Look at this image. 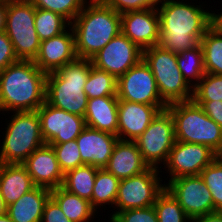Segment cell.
I'll return each instance as SVG.
<instances>
[{"label": "cell", "instance_id": "obj_11", "mask_svg": "<svg viewBox=\"0 0 222 222\" xmlns=\"http://www.w3.org/2000/svg\"><path fill=\"white\" fill-rule=\"evenodd\" d=\"M118 100L152 106H167L161 99L149 66L141 59L117 79Z\"/></svg>", "mask_w": 222, "mask_h": 222}, {"label": "cell", "instance_id": "obj_4", "mask_svg": "<svg viewBox=\"0 0 222 222\" xmlns=\"http://www.w3.org/2000/svg\"><path fill=\"white\" fill-rule=\"evenodd\" d=\"M90 71V59L76 58L46 76L45 101L55 108L84 117L88 97L84 87Z\"/></svg>", "mask_w": 222, "mask_h": 222}, {"label": "cell", "instance_id": "obj_26", "mask_svg": "<svg viewBox=\"0 0 222 222\" xmlns=\"http://www.w3.org/2000/svg\"><path fill=\"white\" fill-rule=\"evenodd\" d=\"M97 170L98 168L87 164L69 170L64 174L62 187L68 192L90 201Z\"/></svg>", "mask_w": 222, "mask_h": 222}, {"label": "cell", "instance_id": "obj_5", "mask_svg": "<svg viewBox=\"0 0 222 222\" xmlns=\"http://www.w3.org/2000/svg\"><path fill=\"white\" fill-rule=\"evenodd\" d=\"M177 141L202 144L222 155V128L193 100L167 105Z\"/></svg>", "mask_w": 222, "mask_h": 222}, {"label": "cell", "instance_id": "obj_2", "mask_svg": "<svg viewBox=\"0 0 222 222\" xmlns=\"http://www.w3.org/2000/svg\"><path fill=\"white\" fill-rule=\"evenodd\" d=\"M46 76L33 60H19L0 72V112L37 111L45 102Z\"/></svg>", "mask_w": 222, "mask_h": 222}, {"label": "cell", "instance_id": "obj_7", "mask_svg": "<svg viewBox=\"0 0 222 222\" xmlns=\"http://www.w3.org/2000/svg\"><path fill=\"white\" fill-rule=\"evenodd\" d=\"M142 59L152 71L161 99L166 105L192 100L193 87L182 76L177 54L156 45L144 49Z\"/></svg>", "mask_w": 222, "mask_h": 222}, {"label": "cell", "instance_id": "obj_34", "mask_svg": "<svg viewBox=\"0 0 222 222\" xmlns=\"http://www.w3.org/2000/svg\"><path fill=\"white\" fill-rule=\"evenodd\" d=\"M193 101H222V75L205 73L193 87Z\"/></svg>", "mask_w": 222, "mask_h": 222}, {"label": "cell", "instance_id": "obj_22", "mask_svg": "<svg viewBox=\"0 0 222 222\" xmlns=\"http://www.w3.org/2000/svg\"><path fill=\"white\" fill-rule=\"evenodd\" d=\"M118 97L88 99L84 115L86 126L117 136Z\"/></svg>", "mask_w": 222, "mask_h": 222}, {"label": "cell", "instance_id": "obj_12", "mask_svg": "<svg viewBox=\"0 0 222 222\" xmlns=\"http://www.w3.org/2000/svg\"><path fill=\"white\" fill-rule=\"evenodd\" d=\"M165 188L179 202L190 219L214 212L211 191L200 175L171 179Z\"/></svg>", "mask_w": 222, "mask_h": 222}, {"label": "cell", "instance_id": "obj_28", "mask_svg": "<svg viewBox=\"0 0 222 222\" xmlns=\"http://www.w3.org/2000/svg\"><path fill=\"white\" fill-rule=\"evenodd\" d=\"M120 180L105 168L98 169L93 187L91 206L97 211L96 206L103 204L115 205Z\"/></svg>", "mask_w": 222, "mask_h": 222}, {"label": "cell", "instance_id": "obj_3", "mask_svg": "<svg viewBox=\"0 0 222 222\" xmlns=\"http://www.w3.org/2000/svg\"><path fill=\"white\" fill-rule=\"evenodd\" d=\"M71 22L78 58L91 59L121 32V14L101 0H90Z\"/></svg>", "mask_w": 222, "mask_h": 222}, {"label": "cell", "instance_id": "obj_24", "mask_svg": "<svg viewBox=\"0 0 222 222\" xmlns=\"http://www.w3.org/2000/svg\"><path fill=\"white\" fill-rule=\"evenodd\" d=\"M50 196V189L36 186L7 206V214L14 222H41L44 205Z\"/></svg>", "mask_w": 222, "mask_h": 222}, {"label": "cell", "instance_id": "obj_15", "mask_svg": "<svg viewBox=\"0 0 222 222\" xmlns=\"http://www.w3.org/2000/svg\"><path fill=\"white\" fill-rule=\"evenodd\" d=\"M217 156L218 154L206 145L176 140L164 167L169 171V181L182 176L200 175Z\"/></svg>", "mask_w": 222, "mask_h": 222}, {"label": "cell", "instance_id": "obj_40", "mask_svg": "<svg viewBox=\"0 0 222 222\" xmlns=\"http://www.w3.org/2000/svg\"><path fill=\"white\" fill-rule=\"evenodd\" d=\"M41 222H72L62 212L58 203L50 196L43 209Z\"/></svg>", "mask_w": 222, "mask_h": 222}, {"label": "cell", "instance_id": "obj_30", "mask_svg": "<svg viewBox=\"0 0 222 222\" xmlns=\"http://www.w3.org/2000/svg\"><path fill=\"white\" fill-rule=\"evenodd\" d=\"M177 64L183 78L190 86L194 87L205 74L201 44L191 50H185L177 54ZM195 81L197 82L195 83ZM191 82L194 84H191Z\"/></svg>", "mask_w": 222, "mask_h": 222}, {"label": "cell", "instance_id": "obj_46", "mask_svg": "<svg viewBox=\"0 0 222 222\" xmlns=\"http://www.w3.org/2000/svg\"><path fill=\"white\" fill-rule=\"evenodd\" d=\"M0 222H14V221L6 213V214L0 216Z\"/></svg>", "mask_w": 222, "mask_h": 222}, {"label": "cell", "instance_id": "obj_17", "mask_svg": "<svg viewBox=\"0 0 222 222\" xmlns=\"http://www.w3.org/2000/svg\"><path fill=\"white\" fill-rule=\"evenodd\" d=\"M69 28L72 32L64 31L41 41L39 52L33 62L46 74L59 70L77 58L74 32L71 26Z\"/></svg>", "mask_w": 222, "mask_h": 222}, {"label": "cell", "instance_id": "obj_33", "mask_svg": "<svg viewBox=\"0 0 222 222\" xmlns=\"http://www.w3.org/2000/svg\"><path fill=\"white\" fill-rule=\"evenodd\" d=\"M204 183L211 191L214 212H222V155H218L200 173Z\"/></svg>", "mask_w": 222, "mask_h": 222}, {"label": "cell", "instance_id": "obj_35", "mask_svg": "<svg viewBox=\"0 0 222 222\" xmlns=\"http://www.w3.org/2000/svg\"><path fill=\"white\" fill-rule=\"evenodd\" d=\"M35 8L52 11L70 23L82 11L87 0H30ZM70 19V20H69Z\"/></svg>", "mask_w": 222, "mask_h": 222}, {"label": "cell", "instance_id": "obj_6", "mask_svg": "<svg viewBox=\"0 0 222 222\" xmlns=\"http://www.w3.org/2000/svg\"><path fill=\"white\" fill-rule=\"evenodd\" d=\"M1 145L0 163L22 164L45 144L37 111L14 112Z\"/></svg>", "mask_w": 222, "mask_h": 222}, {"label": "cell", "instance_id": "obj_42", "mask_svg": "<svg viewBox=\"0 0 222 222\" xmlns=\"http://www.w3.org/2000/svg\"><path fill=\"white\" fill-rule=\"evenodd\" d=\"M190 222H222V212L215 211L203 216L195 217Z\"/></svg>", "mask_w": 222, "mask_h": 222}, {"label": "cell", "instance_id": "obj_13", "mask_svg": "<svg viewBox=\"0 0 222 222\" xmlns=\"http://www.w3.org/2000/svg\"><path fill=\"white\" fill-rule=\"evenodd\" d=\"M45 144H59L75 140L86 127L85 119L48 104L37 110Z\"/></svg>", "mask_w": 222, "mask_h": 222}, {"label": "cell", "instance_id": "obj_21", "mask_svg": "<svg viewBox=\"0 0 222 222\" xmlns=\"http://www.w3.org/2000/svg\"><path fill=\"white\" fill-rule=\"evenodd\" d=\"M149 168L135 141L120 139L115 144L112 155L105 167L119 180L139 175Z\"/></svg>", "mask_w": 222, "mask_h": 222}, {"label": "cell", "instance_id": "obj_9", "mask_svg": "<svg viewBox=\"0 0 222 222\" xmlns=\"http://www.w3.org/2000/svg\"><path fill=\"white\" fill-rule=\"evenodd\" d=\"M149 167L166 163L169 153L176 142L174 119L166 108L158 112L148 128L134 140Z\"/></svg>", "mask_w": 222, "mask_h": 222}, {"label": "cell", "instance_id": "obj_14", "mask_svg": "<svg viewBox=\"0 0 222 222\" xmlns=\"http://www.w3.org/2000/svg\"><path fill=\"white\" fill-rule=\"evenodd\" d=\"M141 59L142 50L120 32L90 60L94 67L118 79Z\"/></svg>", "mask_w": 222, "mask_h": 222}, {"label": "cell", "instance_id": "obj_36", "mask_svg": "<svg viewBox=\"0 0 222 222\" xmlns=\"http://www.w3.org/2000/svg\"><path fill=\"white\" fill-rule=\"evenodd\" d=\"M49 145L52 146L56 159L64 174L69 170L83 165L76 139L64 143Z\"/></svg>", "mask_w": 222, "mask_h": 222}, {"label": "cell", "instance_id": "obj_16", "mask_svg": "<svg viewBox=\"0 0 222 222\" xmlns=\"http://www.w3.org/2000/svg\"><path fill=\"white\" fill-rule=\"evenodd\" d=\"M121 32L142 51L158 45L160 26L157 8L122 13Z\"/></svg>", "mask_w": 222, "mask_h": 222}, {"label": "cell", "instance_id": "obj_27", "mask_svg": "<svg viewBox=\"0 0 222 222\" xmlns=\"http://www.w3.org/2000/svg\"><path fill=\"white\" fill-rule=\"evenodd\" d=\"M205 73L222 75V32L212 25L200 41Z\"/></svg>", "mask_w": 222, "mask_h": 222}, {"label": "cell", "instance_id": "obj_8", "mask_svg": "<svg viewBox=\"0 0 222 222\" xmlns=\"http://www.w3.org/2000/svg\"><path fill=\"white\" fill-rule=\"evenodd\" d=\"M35 10L30 0H8L5 32L19 60H34L39 52Z\"/></svg>", "mask_w": 222, "mask_h": 222}, {"label": "cell", "instance_id": "obj_45", "mask_svg": "<svg viewBox=\"0 0 222 222\" xmlns=\"http://www.w3.org/2000/svg\"><path fill=\"white\" fill-rule=\"evenodd\" d=\"M6 213H7V206L5 205V202L3 201V198L0 195V216Z\"/></svg>", "mask_w": 222, "mask_h": 222}, {"label": "cell", "instance_id": "obj_23", "mask_svg": "<svg viewBox=\"0 0 222 222\" xmlns=\"http://www.w3.org/2000/svg\"><path fill=\"white\" fill-rule=\"evenodd\" d=\"M35 187L32 177L22 164L0 163V195L6 206Z\"/></svg>", "mask_w": 222, "mask_h": 222}, {"label": "cell", "instance_id": "obj_38", "mask_svg": "<svg viewBox=\"0 0 222 222\" xmlns=\"http://www.w3.org/2000/svg\"><path fill=\"white\" fill-rule=\"evenodd\" d=\"M105 5L110 6L119 14L129 11H141L155 9L159 0H101Z\"/></svg>", "mask_w": 222, "mask_h": 222}, {"label": "cell", "instance_id": "obj_37", "mask_svg": "<svg viewBox=\"0 0 222 222\" xmlns=\"http://www.w3.org/2000/svg\"><path fill=\"white\" fill-rule=\"evenodd\" d=\"M110 222H159L154 206L117 212Z\"/></svg>", "mask_w": 222, "mask_h": 222}, {"label": "cell", "instance_id": "obj_1", "mask_svg": "<svg viewBox=\"0 0 222 222\" xmlns=\"http://www.w3.org/2000/svg\"><path fill=\"white\" fill-rule=\"evenodd\" d=\"M158 46L175 54L191 50L200 44L206 31L213 25V13L201 5H190L175 0H159Z\"/></svg>", "mask_w": 222, "mask_h": 222}, {"label": "cell", "instance_id": "obj_25", "mask_svg": "<svg viewBox=\"0 0 222 222\" xmlns=\"http://www.w3.org/2000/svg\"><path fill=\"white\" fill-rule=\"evenodd\" d=\"M51 197L58 203L62 212L72 222H89L97 212L90 201L68 192L62 186L51 189Z\"/></svg>", "mask_w": 222, "mask_h": 222}, {"label": "cell", "instance_id": "obj_31", "mask_svg": "<svg viewBox=\"0 0 222 222\" xmlns=\"http://www.w3.org/2000/svg\"><path fill=\"white\" fill-rule=\"evenodd\" d=\"M71 25L66 18L52 11L36 8L35 29L39 40L43 41L66 31V27Z\"/></svg>", "mask_w": 222, "mask_h": 222}, {"label": "cell", "instance_id": "obj_32", "mask_svg": "<svg viewBox=\"0 0 222 222\" xmlns=\"http://www.w3.org/2000/svg\"><path fill=\"white\" fill-rule=\"evenodd\" d=\"M153 206L159 222H189L191 220L166 188L158 195Z\"/></svg>", "mask_w": 222, "mask_h": 222}, {"label": "cell", "instance_id": "obj_10", "mask_svg": "<svg viewBox=\"0 0 222 222\" xmlns=\"http://www.w3.org/2000/svg\"><path fill=\"white\" fill-rule=\"evenodd\" d=\"M159 170L150 167L143 173L122 179L119 182L115 211L111 218L119 211L127 209L144 208L153 206L158 195L165 189V184H160Z\"/></svg>", "mask_w": 222, "mask_h": 222}, {"label": "cell", "instance_id": "obj_18", "mask_svg": "<svg viewBox=\"0 0 222 222\" xmlns=\"http://www.w3.org/2000/svg\"><path fill=\"white\" fill-rule=\"evenodd\" d=\"M167 106H152L126 100L118 101V129L120 140H136L150 125L159 111Z\"/></svg>", "mask_w": 222, "mask_h": 222}, {"label": "cell", "instance_id": "obj_41", "mask_svg": "<svg viewBox=\"0 0 222 222\" xmlns=\"http://www.w3.org/2000/svg\"><path fill=\"white\" fill-rule=\"evenodd\" d=\"M222 128V101H194Z\"/></svg>", "mask_w": 222, "mask_h": 222}, {"label": "cell", "instance_id": "obj_43", "mask_svg": "<svg viewBox=\"0 0 222 222\" xmlns=\"http://www.w3.org/2000/svg\"><path fill=\"white\" fill-rule=\"evenodd\" d=\"M8 0H0V33L5 32Z\"/></svg>", "mask_w": 222, "mask_h": 222}, {"label": "cell", "instance_id": "obj_29", "mask_svg": "<svg viewBox=\"0 0 222 222\" xmlns=\"http://www.w3.org/2000/svg\"><path fill=\"white\" fill-rule=\"evenodd\" d=\"M84 92L88 99L117 97V79L106 71L94 67L90 60V71Z\"/></svg>", "mask_w": 222, "mask_h": 222}, {"label": "cell", "instance_id": "obj_39", "mask_svg": "<svg viewBox=\"0 0 222 222\" xmlns=\"http://www.w3.org/2000/svg\"><path fill=\"white\" fill-rule=\"evenodd\" d=\"M18 61L19 59L14 52L13 44L6 32L0 33V72H2L7 66Z\"/></svg>", "mask_w": 222, "mask_h": 222}, {"label": "cell", "instance_id": "obj_20", "mask_svg": "<svg viewBox=\"0 0 222 222\" xmlns=\"http://www.w3.org/2000/svg\"><path fill=\"white\" fill-rule=\"evenodd\" d=\"M118 139L114 134L86 126L76 138L83 165L105 168Z\"/></svg>", "mask_w": 222, "mask_h": 222}, {"label": "cell", "instance_id": "obj_19", "mask_svg": "<svg viewBox=\"0 0 222 222\" xmlns=\"http://www.w3.org/2000/svg\"><path fill=\"white\" fill-rule=\"evenodd\" d=\"M22 165L26 168L36 186L51 190L63 184L64 173L52 146L49 144L37 148Z\"/></svg>", "mask_w": 222, "mask_h": 222}, {"label": "cell", "instance_id": "obj_44", "mask_svg": "<svg viewBox=\"0 0 222 222\" xmlns=\"http://www.w3.org/2000/svg\"><path fill=\"white\" fill-rule=\"evenodd\" d=\"M213 25L222 32V13H213Z\"/></svg>", "mask_w": 222, "mask_h": 222}]
</instances>
